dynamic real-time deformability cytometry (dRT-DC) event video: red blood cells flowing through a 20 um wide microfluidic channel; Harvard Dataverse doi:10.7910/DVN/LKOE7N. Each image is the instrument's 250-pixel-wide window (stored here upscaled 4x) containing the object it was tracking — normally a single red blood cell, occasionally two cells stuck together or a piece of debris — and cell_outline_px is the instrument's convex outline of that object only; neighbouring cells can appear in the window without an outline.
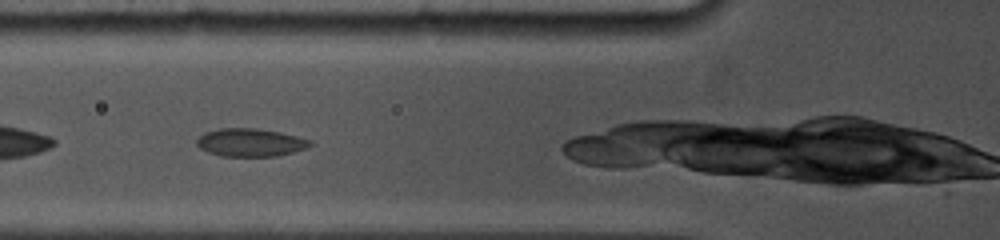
{"species": "common noctule bat (a hibernating species)", "species_latin": "Nyctalus noctula", "temperature_condition": "cold", "stored_images_in_passage": 42, "camera_frame_rate_fps": 5000, "um_per_image_px": 0.085, "animal": {"sex": "female", "body_mass_g": 19.0, "forearm_length_mm": 53.3}, "frame": {"image": 1, "passage_image": 7, "time_ms": 1.0, "image_size_px": [1000, 240], "cell_outline_px": [[316, 144], [308, 148], [276, 156], [220, 156], [208, 152], [200, 148], [196, 144], [196, 140], [204, 132], [220, 128], [256, 128], [280, 132], [312, 140]], "centroid_in_image_um": [21.31, 12.11], "position_along_channel_um": 104.5, "area_um2": 18.67}}
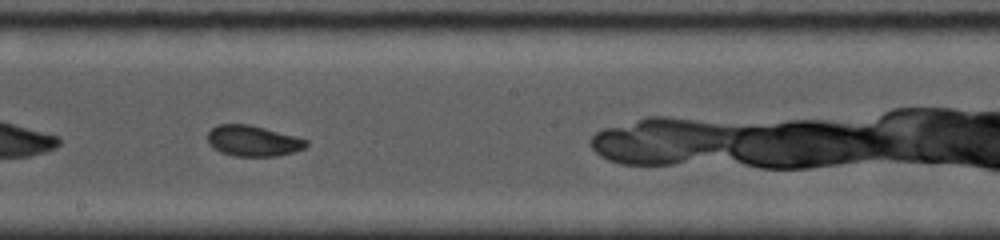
{"frame": {"image": 2, "passage_image": 17, "time_ms": 4.2, "image_size_px": [1000, 240], "cell_outline_px": [[308, 144], [304, 148], [296, 152], [276, 156], [236, 156], [220, 152], [208, 144], [208, 132], [216, 124], [252, 124], [296, 136], [308, 140]], "centroid_in_image_um": [21.52, 11.96], "position_along_channel_um": 226.7, "area_um2": 17.92}, "authors_computed_cell_mechanics": {"area_um2": 18.2359, "velocity_mm_per_s": 3.8392, "shape_relaxation_time_tau1_ms": 8.076, "shape_relaxation_time_tau2_ms": 1.7063, "deformation_change_tau1": 0.1659, "deformation_change_tau2": 0.0377}}